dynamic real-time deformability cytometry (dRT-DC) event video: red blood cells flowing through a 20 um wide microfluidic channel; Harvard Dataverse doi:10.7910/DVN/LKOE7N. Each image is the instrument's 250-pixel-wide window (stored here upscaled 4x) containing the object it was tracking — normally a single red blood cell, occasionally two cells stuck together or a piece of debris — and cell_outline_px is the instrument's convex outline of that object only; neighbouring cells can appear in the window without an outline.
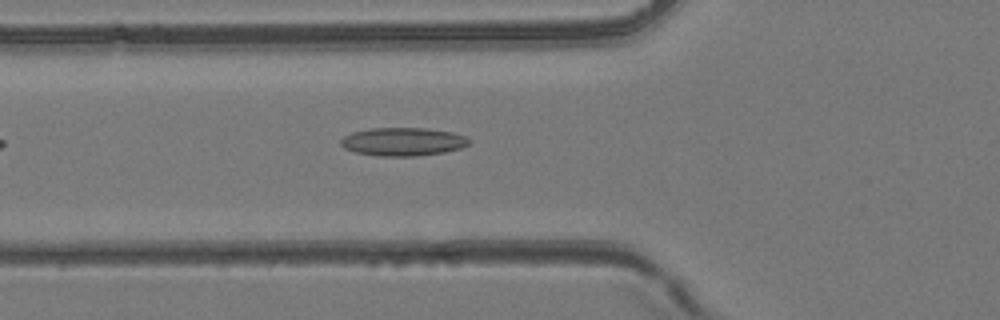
{"species": "common noctule bat (a hibernating species)", "species_latin": "Nyctalus noctula", "temperature_condition": "room temperature", "stored_images_in_passage": 6, "camera_frame_rate_fps": 3000, "um_per_image_px": 0.085, "animal": {"sex": "female", "body_mass_g": 24.6, "forearm_length_mm": 56.2}, "frame": {"image": 1, "passage_image": 3, "time_ms": 0.667, "image_size_px": [1000, 320], "cell_outline_px": [[468, 144], [460, 148], [444, 152], [416, 156], [380, 156], [356, 152], [344, 148], [340, 144], [340, 140], [344, 136], [352, 132], [368, 128], [424, 128], [452, 132], [468, 136]], "centroid_in_image_um": [34.23, 12.04], "position_along_channel_um": 91.6, "area_um2": 21.1}}